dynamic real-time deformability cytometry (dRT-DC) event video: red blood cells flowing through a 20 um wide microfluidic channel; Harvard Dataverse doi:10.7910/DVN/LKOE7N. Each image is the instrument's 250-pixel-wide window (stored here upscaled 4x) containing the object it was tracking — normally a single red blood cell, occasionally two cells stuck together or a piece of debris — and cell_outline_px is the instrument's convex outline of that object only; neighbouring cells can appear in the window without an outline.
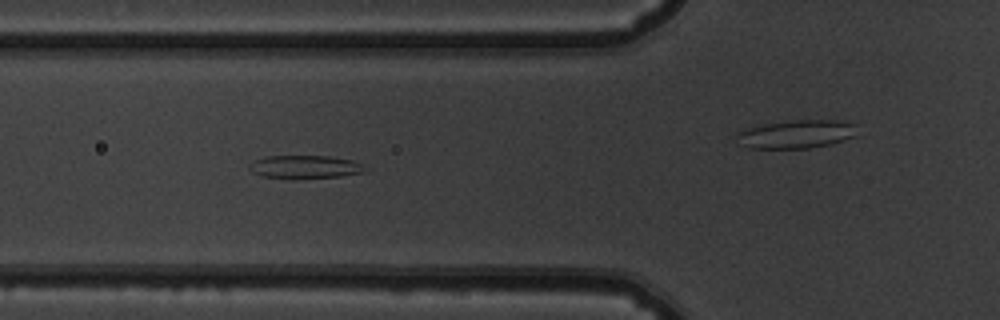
{"species": "common noctule bat (a hibernating species)", "species_latin": "Nyctalus noctula", "temperature_condition": "warm", "stored_images_in_passage": 37, "camera_frame_rate_fps": 3000, "um_per_image_px": 0.085, "animal": {"sex": "male", "body_mass_g": 19.5, "forearm_length_mm": 54.6}, "frame": {"image": 1, "passage_image": 8, "time_ms": 2.333, "image_size_px": [1000, 320], "cell_outline_px": [[368, 168], [364, 172], [340, 176], [296, 180], [292, 180], [260, 176], [252, 172], [248, 168], [248, 164], [252, 160], [264, 156], [328, 156], [352, 160], [364, 164]], "centroid_in_image_um": [25.87, 14.2], "position_along_channel_um": 99.9, "area_um2": 16.24}}
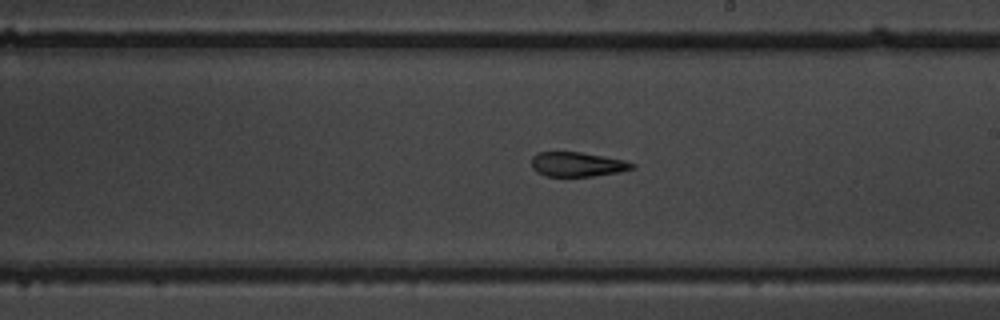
{"frame": {"image": 2, "passage_image": 19, "time_ms": 6.0, "image_size_px": [1000, 320], "cell_outline_px": [[636, 168], [620, 172], [592, 176], [544, 176], [536, 172], [532, 168], [532, 156], [536, 152], [580, 152], [604, 156], [624, 160], [636, 164]], "centroid_in_image_um": [49.08, 13.97], "position_along_channel_um": 239.9, "area_um2": 14.51}}
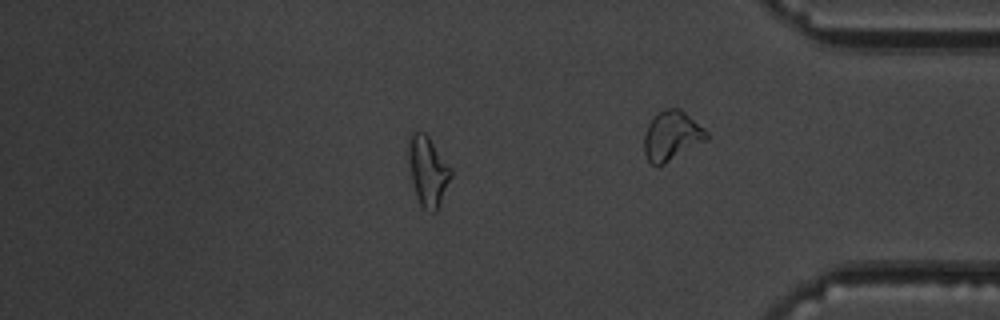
{"frame": {"image": 3, "passage_image": 34, "time_ms": 11.0, "image_size_px": [1000, 320], "cell_outline_px": [[452, 176], [440, 204], [436, 212], [432, 212], [424, 208], [420, 204], [416, 196], [412, 180], [408, 160], [408, 136], [412, 132], [424, 132], [428, 136], [452, 168]], "centroid_in_image_um": [36.37, 14.52], "position_along_channel_um": 398.8, "area_um2": 17.28}}